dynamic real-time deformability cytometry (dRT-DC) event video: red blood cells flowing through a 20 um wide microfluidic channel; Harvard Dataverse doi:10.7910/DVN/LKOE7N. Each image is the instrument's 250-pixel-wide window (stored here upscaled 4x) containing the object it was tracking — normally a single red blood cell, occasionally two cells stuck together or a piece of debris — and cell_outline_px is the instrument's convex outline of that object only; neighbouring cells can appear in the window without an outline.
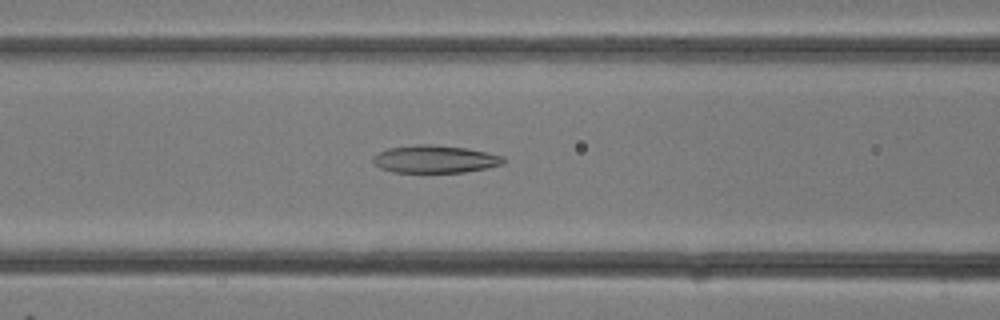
{"species": "common noctule bat (a hibernating species)", "species_latin": "Nyctalus noctula", "temperature_condition": "room temperature", "stored_images_in_passage": 21, "camera_frame_rate_fps": 3000, "um_per_image_px": 0.085, "animal": {"sex": "female"}, "frame": {"image": 1, "passage_image": 10, "time_ms": 3.0, "image_size_px": [1000, 320], "cell_outline_px": [[508, 160], [504, 164], [488, 168], [464, 172], [392, 172], [380, 168], [372, 160], [372, 156], [388, 148], [416, 144], [432, 144], [468, 148], [504, 156]], "centroid_in_image_um": [37.02, 13.52], "position_along_channel_um": 129.6, "area_um2": 21.21}}
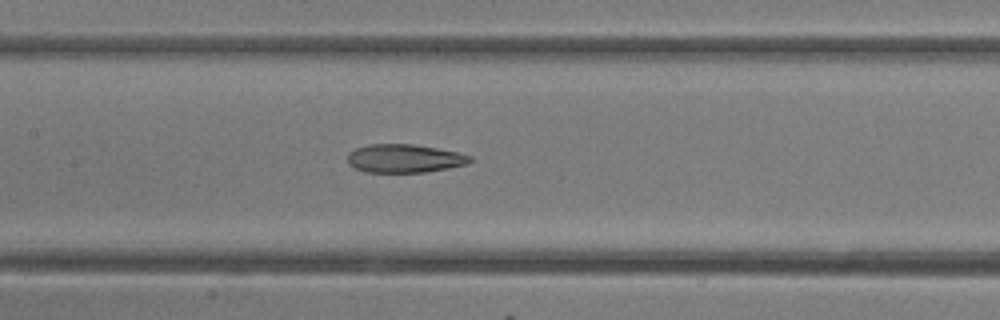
{"frame": {"image": 2, "passage_image": 12, "time_ms": 3.667, "image_size_px": [1000, 320], "cell_outline_px": [[472, 160], [468, 164], [448, 168], [424, 172], [364, 172], [352, 168], [348, 164], [348, 152], [356, 148], [372, 144], [412, 144], [436, 148], [456, 152], [472, 156]], "centroid_in_image_um": [34.35, 13.47], "position_along_channel_um": 173.1, "area_um2": 20.29}}
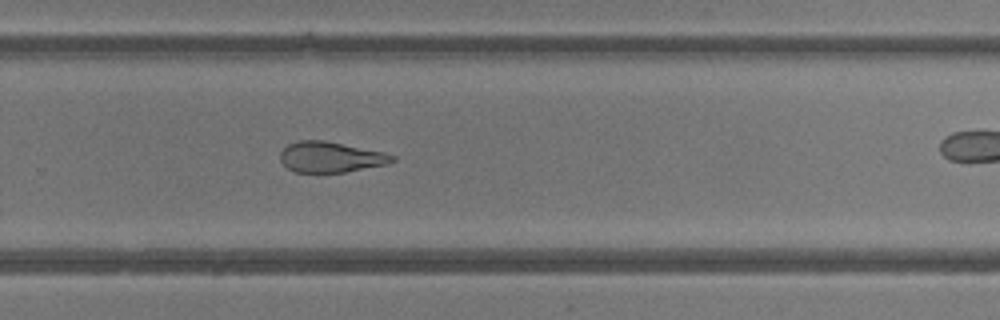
{"frame": {"image": 3, "passage_image": 18, "time_ms": 5.667, "image_size_px": [1000, 320], "cell_outline_px": [[396, 160], [388, 164], [344, 172], [296, 172], [288, 168], [280, 160], [280, 152], [288, 144], [300, 140], [324, 140], [384, 152], [396, 156]], "centroid_in_image_um": [28.12, 13.34], "position_along_channel_um": 301.7, "area_um2": 19.94}}